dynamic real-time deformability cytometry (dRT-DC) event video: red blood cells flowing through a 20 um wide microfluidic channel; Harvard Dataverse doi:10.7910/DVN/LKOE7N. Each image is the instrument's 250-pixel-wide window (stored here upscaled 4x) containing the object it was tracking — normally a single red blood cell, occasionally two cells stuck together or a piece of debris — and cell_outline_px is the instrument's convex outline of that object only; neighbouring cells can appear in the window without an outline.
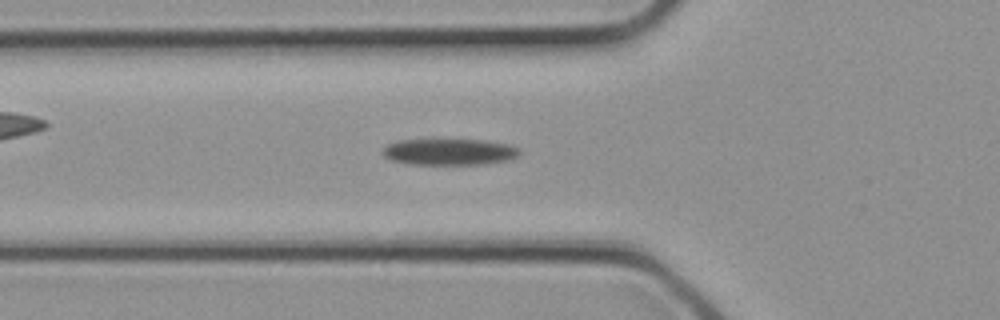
{"species": "common noctule bat (a hibernating species)", "species_latin": "Nyctalus noctula", "temperature_condition": "cold", "stored_images_in_passage": 32, "camera_frame_rate_fps": 3000, "um_per_image_px": 0.085, "animal": {"sex": "female", "body_mass_g": 21.9}, "frame": {"image": 1, "passage_image": 10, "time_ms": 3.0, "image_size_px": [1000, 320], "cell_outline_px": [[520, 156], [512, 160], [484, 164], [408, 164], [388, 160], [380, 152], [388, 144], [400, 140], [480, 140], [508, 144], [520, 148]], "centroid_in_image_um": [38.21, 12.92], "position_along_channel_um": 87.6, "area_um2": 21.21}}
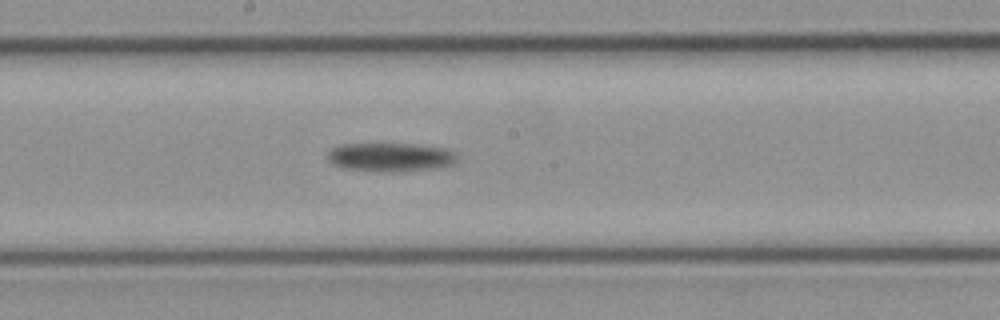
{"frame": {"image": 2, "passage_image": 16, "time_ms": 5.0, "image_size_px": [1000, 320], "cell_outline_px": [[460, 156], [456, 164], [440, 168], [396, 172], [372, 172], [340, 168], [332, 164], [328, 160], [328, 152], [332, 148], [340, 144], [420, 144], [448, 148], [456, 152]], "centroid_in_image_um": [33.26, 13.37], "position_along_channel_um": 214.9, "area_um2": 22.6}}
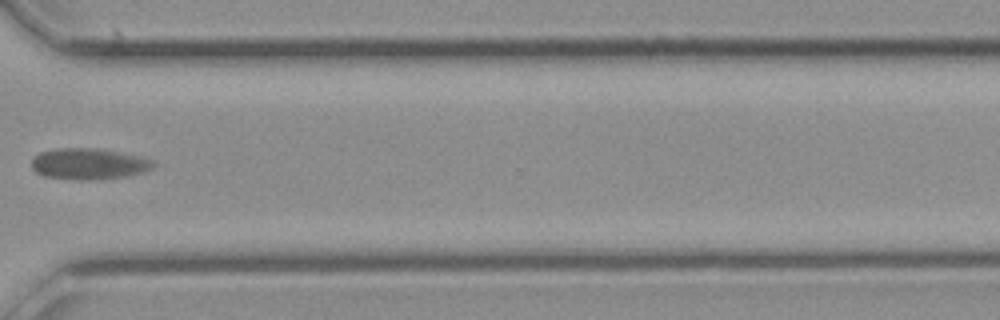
{"frame": {"image": 3, "passage_image": 23, "time_ms": 7.333, "image_size_px": [1000, 320], "cell_outline_px": [[156, 164], [152, 168], [144, 172], [128, 176], [100, 180], [76, 180], [44, 176], [36, 172], [32, 168], [32, 156], [40, 152], [56, 148], [100, 148], [144, 156], [156, 160]], "centroid_in_image_um": [7.6, 13.92], "position_along_channel_um": 363.0, "area_um2": 22.77}}